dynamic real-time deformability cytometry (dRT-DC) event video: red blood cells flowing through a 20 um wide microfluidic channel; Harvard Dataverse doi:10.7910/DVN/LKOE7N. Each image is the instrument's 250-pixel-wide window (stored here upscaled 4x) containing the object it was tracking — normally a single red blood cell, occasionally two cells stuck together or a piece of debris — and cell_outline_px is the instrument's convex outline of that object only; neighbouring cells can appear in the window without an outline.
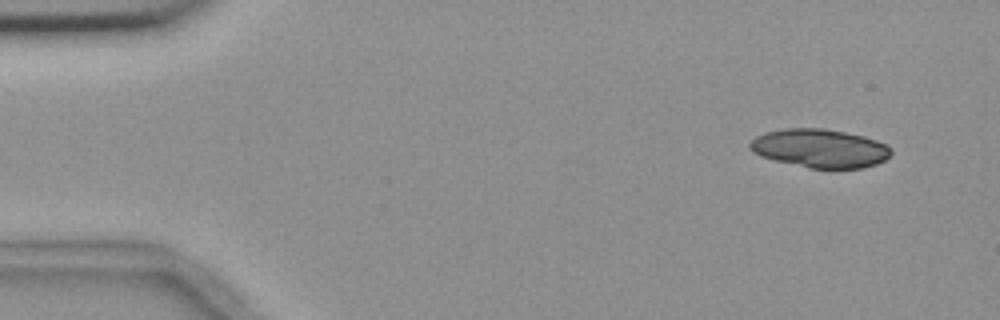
{"species": "common noctule bat (a hibernating species)", "species_latin": "Nyctalus noctula", "temperature_condition": "room temperature", "stored_images_in_passage": 14, "segment_of_instrument_passage": [1, 2], "camera_frame_rate_fps": 3000, "um_per_image_px": 0.085, "animal": {"sex": "female", "body_mass_g": 18.4}, "frame": {"image": 1, "passage_image": 1, "time_ms": 0.0, "image_size_px": [1000, 320], "cell_outline_px": [[892, 152], [884, 160], [876, 164], [864, 168], [808, 168], [760, 156], [752, 152], [748, 148], [748, 144], [756, 136], [764, 132], [784, 128], [824, 128], [864, 136], [888, 144], [892, 148]], "centroid_in_image_um": [69.68, 12.6], "position_along_channel_um": 15.3, "area_um2": 31.91}}